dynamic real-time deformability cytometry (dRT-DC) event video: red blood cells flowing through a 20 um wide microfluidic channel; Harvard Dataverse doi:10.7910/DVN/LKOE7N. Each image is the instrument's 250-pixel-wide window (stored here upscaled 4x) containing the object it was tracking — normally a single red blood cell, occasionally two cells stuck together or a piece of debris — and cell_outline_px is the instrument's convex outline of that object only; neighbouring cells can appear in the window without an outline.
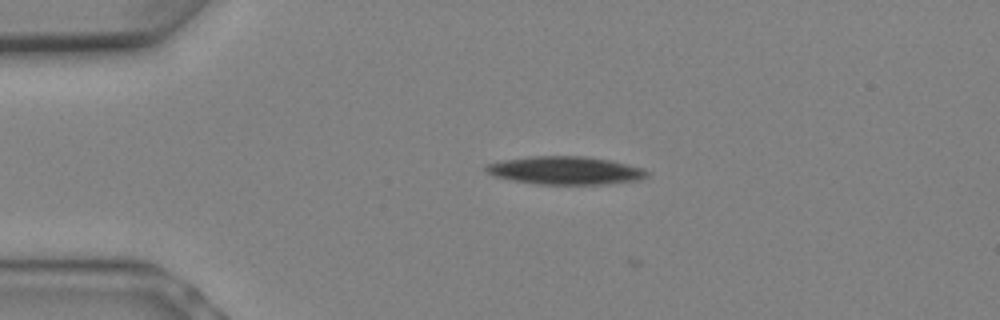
{"species": "Egyptian fruit bat (a non-hibernating species)", "species_latin": "Rousettus aegyptiacus", "temperature_condition": "warm", "stored_images_in_passage": 4, "camera_frame_rate_fps": 3000, "um_per_image_px": 0.085, "animal": {"sex": "female"}, "frame": {"image": 1, "passage_image": 1, "time_ms": 0.0, "image_size_px": [1000, 320], "cell_outline_px": [[648, 176], [640, 180], [608, 184], [536, 184], [512, 180], [492, 176], [484, 172], [484, 164], [500, 160], [528, 156], [584, 156], [612, 160], [644, 168], [648, 172]], "centroid_in_image_um": [48.01, 14.48], "position_along_channel_um": 37.0, "area_um2": 26.82}}
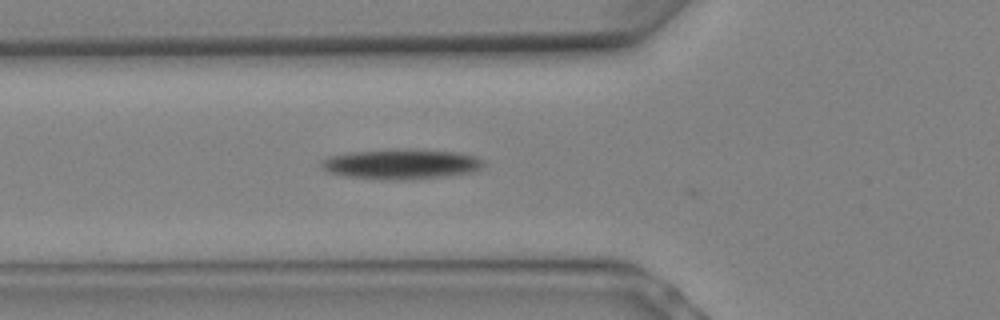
{"frame": {"image": 2, "passage_image": 4, "time_ms": 1.0, "image_size_px": [1000, 320], "cell_outline_px": [[484, 164], [480, 168], [472, 172], [448, 176], [348, 176], [328, 172], [320, 164], [320, 160], [328, 156], [348, 152], [460, 152], [476, 156], [484, 160]], "centroid_in_image_um": [34.13, 13.93], "position_along_channel_um": 91.7, "area_um2": 25.49}}